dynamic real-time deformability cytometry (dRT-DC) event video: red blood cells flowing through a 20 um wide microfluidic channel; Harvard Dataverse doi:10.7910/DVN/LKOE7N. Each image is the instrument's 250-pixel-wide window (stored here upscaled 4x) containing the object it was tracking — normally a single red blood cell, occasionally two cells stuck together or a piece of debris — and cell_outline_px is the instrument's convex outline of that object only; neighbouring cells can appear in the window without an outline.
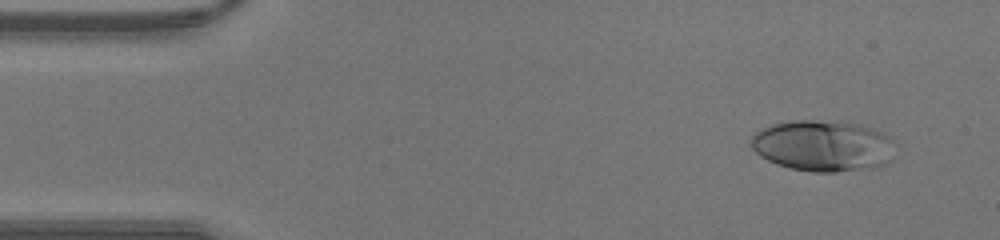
{"species": "human", "species_latin": "Homo sapiens", "temperature_condition": "warm", "stored_images_in_passage": 42, "camera_frame_rate_fps": 3000, "um_per_image_px": 0.085, "donor": {"sex": "male"}, "frame": {"image": 1, "passage_image": 3, "time_ms": 0.667, "image_size_px": [1000, 240], "cell_outline_px": [[892, 160], [884, 164], [872, 168], [836, 172], [812, 172], [792, 168], [776, 164], [760, 156], [752, 148], [752, 136], [756, 132], [772, 124], [792, 120], [812, 120], [860, 124], [884, 132], [892, 136]], "centroid_in_image_um": [69.97, 12.39], "position_along_channel_um": 15.0, "area_um2": 42.95}}
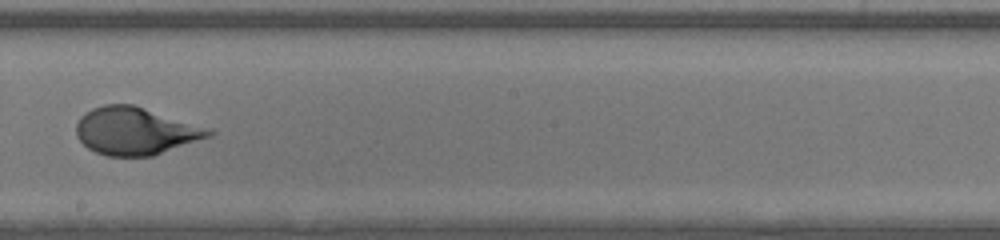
{"frame": {"image": 2, "passage_image": 23, "time_ms": 7.333, "image_size_px": [1000, 240], "cell_outline_px": [[216, 132], [212, 136], [152, 156], [108, 156], [96, 152], [88, 148], [76, 136], [76, 124], [80, 116], [84, 112], [92, 108], [104, 104], [132, 104], [212, 128]], "centroid_in_image_um": [11.53, 11.13], "position_along_channel_um": 236.7, "area_um2": 36.93}}
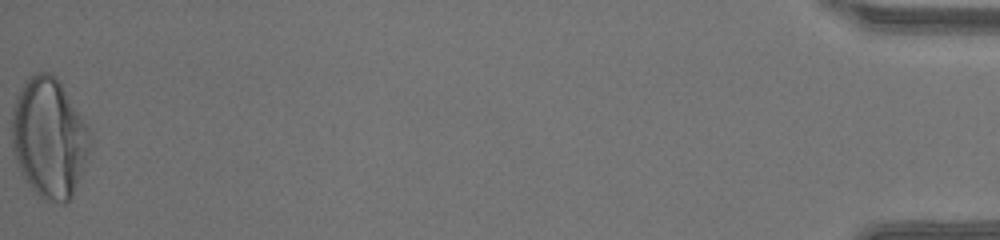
{"frame": {"image": 3, "passage_image": 42, "time_ms": 13.667, "image_size_px": [1000, 240], "cell_outline_px": [[92, 136], [88, 152], [72, 200], [68, 204], [60, 204], [44, 200], [28, 184], [20, 168], [12, 148], [12, 108], [16, 96], [24, 80], [28, 76], [36, 72], [48, 72], [56, 76], [88, 128]], "centroid_in_image_um": [4.16, 11.72], "position_along_channel_um": 431.0, "area_um2": 54.51}}